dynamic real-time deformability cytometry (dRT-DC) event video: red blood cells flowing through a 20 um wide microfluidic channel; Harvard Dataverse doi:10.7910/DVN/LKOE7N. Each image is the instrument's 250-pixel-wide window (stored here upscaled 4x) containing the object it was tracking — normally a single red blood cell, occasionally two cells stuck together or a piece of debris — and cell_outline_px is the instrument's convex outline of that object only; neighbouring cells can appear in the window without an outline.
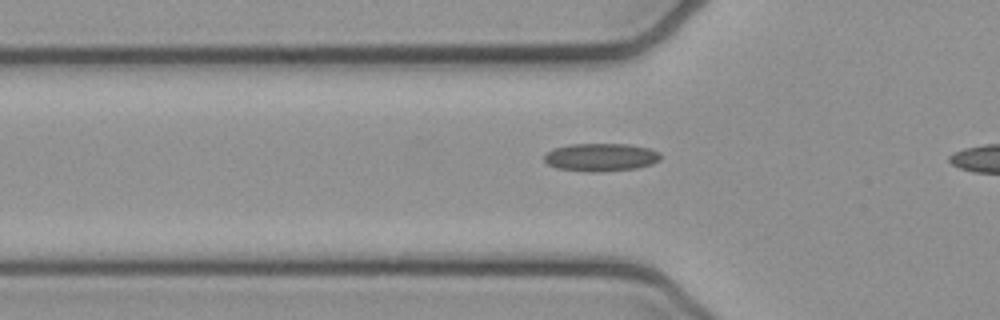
{"species": "common noctule bat (a hibernating species)", "species_latin": "Nyctalus noctula", "temperature_condition": "cold", "stored_images_in_passage": 17, "camera_frame_rate_fps": 3000, "um_per_image_px": 0.085, "animal": {"sex": "female", "body_mass_g": 21.9}, "frame": {"image": 1, "passage_image": 8, "time_ms": 2.333, "image_size_px": [1000, 320], "cell_outline_px": [[660, 160], [652, 164], [636, 168], [600, 172], [588, 172], [556, 168], [548, 164], [544, 160], [544, 156], [552, 148], [572, 144], [628, 144], [648, 148], [660, 152]], "centroid_in_image_um": [51.07, 13.37], "position_along_channel_um": 74.7, "area_um2": 19.02}}
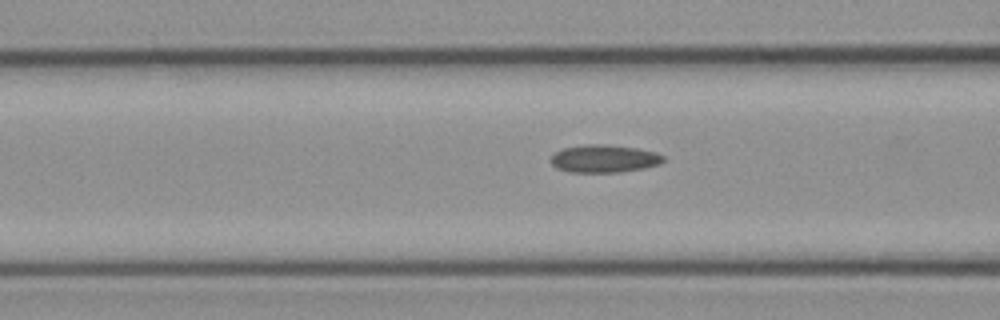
{"frame": {"image": 2, "passage_image": 11, "time_ms": 3.333, "image_size_px": [1000, 320], "cell_outline_px": [[664, 160], [660, 164], [644, 168], [616, 172], [572, 172], [556, 168], [548, 160], [556, 152], [564, 148], [584, 144], [604, 144], [636, 148], [656, 152], [664, 156]], "centroid_in_image_um": [51.34, 13.48], "position_along_channel_um": 115.3, "area_um2": 18.15}}
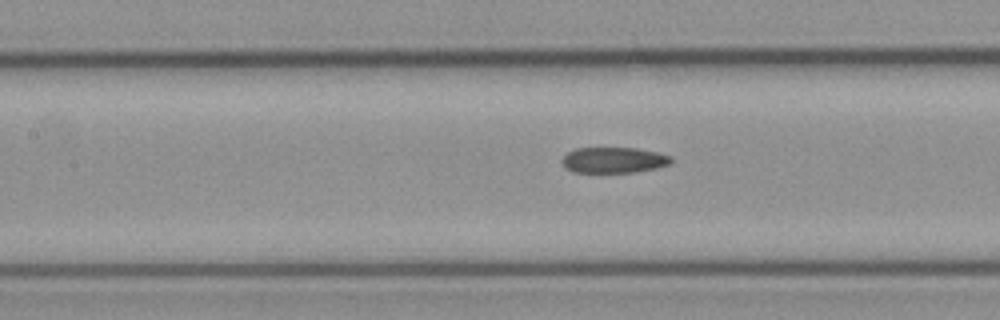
{"frame": {"image": 3, "passage_image": 14, "time_ms": 4.333, "image_size_px": [1000, 320], "cell_outline_px": [[672, 164], [656, 168], [636, 172], [572, 172], [564, 168], [560, 160], [568, 152], [576, 148], [636, 148], [660, 152], [672, 156]], "centroid_in_image_um": [52.18, 13.6], "position_along_channel_um": 155.2, "area_um2": 16.65}}